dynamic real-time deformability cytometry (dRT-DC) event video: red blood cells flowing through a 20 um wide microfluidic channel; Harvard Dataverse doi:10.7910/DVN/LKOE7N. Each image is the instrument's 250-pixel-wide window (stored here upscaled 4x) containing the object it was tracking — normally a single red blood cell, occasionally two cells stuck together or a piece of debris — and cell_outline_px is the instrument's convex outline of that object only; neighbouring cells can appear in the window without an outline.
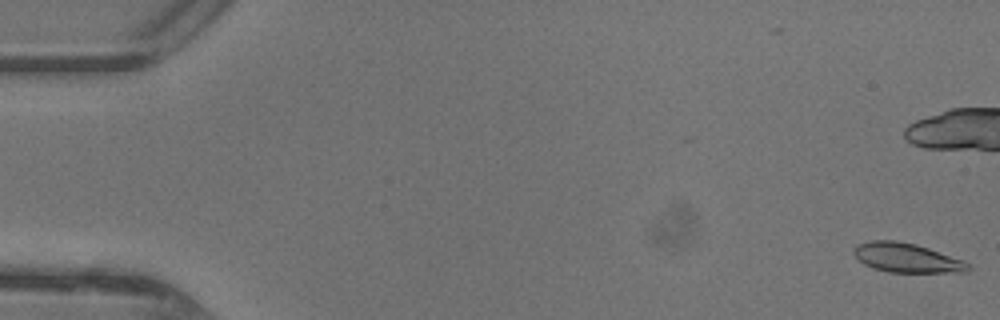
{"species": "common noctule bat (a hibernating species)", "species_latin": "Nyctalus noctula", "temperature_condition": "warm", "stored_images_in_passage": 48, "camera_frame_rate_fps": 3000, "um_per_image_px": 0.085, "animal": {"sex": "female"}, "frame": {"image": 1, "passage_image": 1, "time_ms": 0.0, "image_size_px": [1000, 320], "cell_outline_px": [[972, 268], [968, 272], [888, 272], [872, 268], [864, 264], [852, 252], [856, 244], [872, 240], [896, 240], [916, 244], [964, 260]], "centroid_in_image_um": [77.07, 21.91], "position_along_channel_um": 7.9, "area_um2": 19.59}, "authors_computed_cell_mechanics": {"area_um2": 19.9988, "velocity_mm_per_s": 4.4099, "shape_relaxation_time_tau1_ms": 4.4545, "shape_relaxation_time_tau2_ms": 3.0391, "deformation_change_tau1": 0.1798, "deformation_change_tau2": 0.1021}}